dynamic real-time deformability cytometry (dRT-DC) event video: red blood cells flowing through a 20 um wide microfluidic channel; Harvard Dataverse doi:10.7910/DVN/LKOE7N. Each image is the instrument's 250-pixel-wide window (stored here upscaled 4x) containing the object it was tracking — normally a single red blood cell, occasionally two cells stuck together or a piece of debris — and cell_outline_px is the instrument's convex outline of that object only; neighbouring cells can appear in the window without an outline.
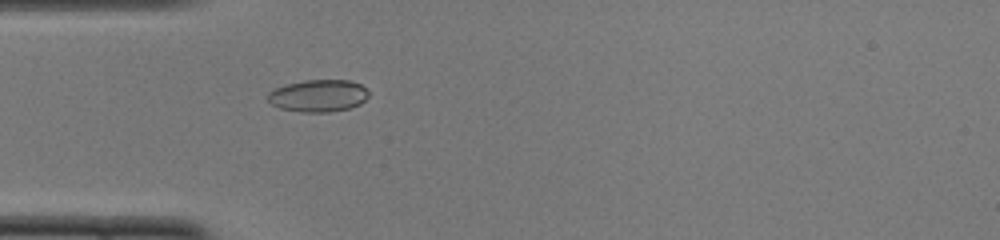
{"species": "common noctule bat (a hibernating species)", "species_latin": "Nyctalus noctula", "temperature_condition": "cold", "stored_images_in_passage": 50, "camera_frame_rate_fps": 3000, "um_per_image_px": 0.085, "animal": {"sex": "female", "body_mass_g": 22.0, "forearm_length_mm": 56.7}, "frame": {"image": 1, "passage_image": 15, "time_ms": 4.667, "image_size_px": [1000, 240], "cell_outline_px": [[368, 96], [360, 104], [348, 108], [328, 112], [300, 112], [280, 108], [272, 104], [268, 100], [268, 92], [276, 88], [288, 84], [304, 80], [352, 80], [360, 84], [368, 92]], "centroid_in_image_um": [27.05, 8.13], "position_along_channel_um": 57.9, "area_um2": 18.79}}
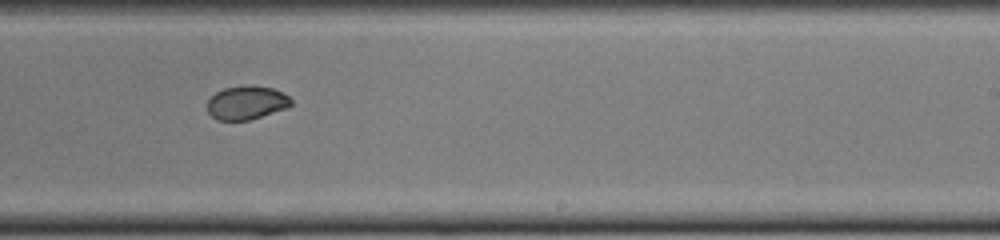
{"frame": {"image": 2, "passage_image": 31, "time_ms": 10.0, "image_size_px": [1000, 240], "cell_outline_px": [[292, 104], [288, 108], [248, 120], [216, 120], [208, 112], [208, 100], [216, 92], [224, 88], [244, 84], [252, 84], [272, 88], [288, 96], [292, 100]], "centroid_in_image_um": [20.96, 8.71], "position_along_channel_um": 268.0, "area_um2": 16.53}}
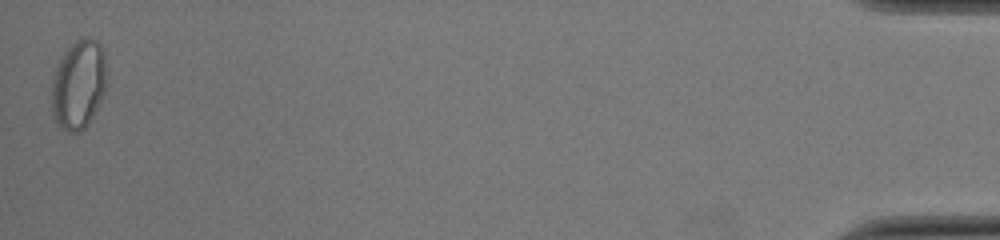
{"frame": {"image": 3, "passage_image": 50, "time_ms": 16.333, "image_size_px": [1000, 240], "cell_outline_px": [[108, 84], [88, 124], [80, 132], [68, 132], [60, 128], [56, 124], [52, 116], [52, 80], [60, 56], [76, 40], [88, 36], [96, 40], [100, 44], [104, 52], [108, 80]], "centroid_in_image_um": [6.68, 7.18], "position_along_channel_um": 428.5, "area_um2": 29.02}, "authors_computed_cell_mechanics": {"area_um2": 18.1203, "velocity_mm_per_s": 3.9909, "shape_relaxation_time_tau1_ms": 5.7896, "shape_relaxation_time_tau2_ms": 1.075, "deformation_change_tau1": 0.1651, "deformation_change_tau2": 0.0285}}